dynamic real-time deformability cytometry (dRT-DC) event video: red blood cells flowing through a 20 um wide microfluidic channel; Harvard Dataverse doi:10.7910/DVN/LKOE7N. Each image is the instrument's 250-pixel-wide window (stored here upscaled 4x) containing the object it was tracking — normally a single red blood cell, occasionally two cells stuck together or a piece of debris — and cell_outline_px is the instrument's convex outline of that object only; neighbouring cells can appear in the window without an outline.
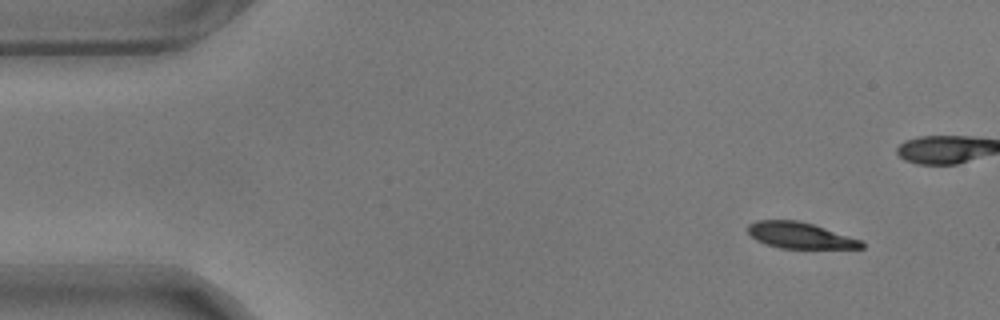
{"species": "common noctule bat (a hibernating species)", "species_latin": "Nyctalus noctula", "temperature_condition": "warm", "stored_images_in_passage": 54, "camera_frame_rate_fps": 3000, "um_per_image_px": 0.085, "animal": {"sex": "male", "body_mass_g": 17.9}, "frame": {"image": 1, "passage_image": 1, "time_ms": 0.0, "image_size_px": [1000, 320], "cell_outline_px": [[864, 248], [780, 248], [764, 244], [756, 240], [748, 232], [748, 224], [756, 220], [800, 220], [860, 240], [864, 244]], "centroid_in_image_um": [67.94, 20.0], "position_along_channel_um": 17.1, "area_um2": 17.11}}
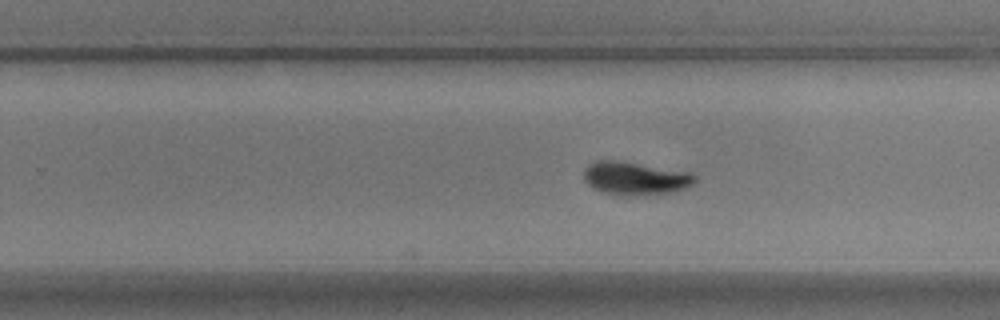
{"frame": {"image": 2, "passage_image": 31, "time_ms": 10.0, "image_size_px": [1000, 320], "cell_outline_px": [[696, 180], [688, 188], [672, 192], [608, 192], [596, 188], [588, 184], [584, 180], [584, 168], [588, 164], [596, 160], [624, 160], [692, 172], [696, 176]], "centroid_in_image_um": [54.04, 15.06], "position_along_channel_um": 275.8, "area_um2": 20.75}}
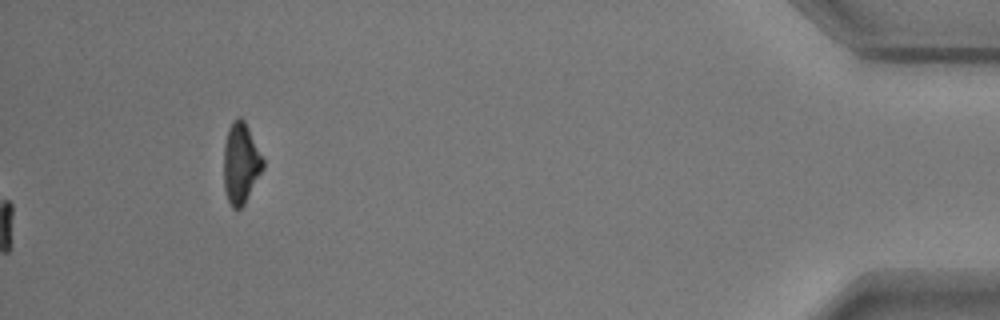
{"frame": {"image": 3, "passage_image": 54, "time_ms": 17.667, "image_size_px": [1000, 320], "cell_outline_px": [[264, 168], [244, 204], [236, 212], [232, 208], [228, 200], [224, 188], [224, 144], [228, 128], [232, 120], [236, 116], [240, 116], [244, 120], [264, 160]], "centroid_in_image_um": [20.46, 13.87], "position_along_channel_um": 414.7, "area_um2": 18.55}, "authors_computed_cell_mechanics": {"area_um2": 20.1144, "velocity_mm_per_s": 3.5231, "shape_relaxation_time_tau1_ms": 2.8321, "shape_relaxation_time_tau2_ms": 1.8675, "deformation_change_tau1": 0.1409, "deformation_change_tau2": 0.057}}